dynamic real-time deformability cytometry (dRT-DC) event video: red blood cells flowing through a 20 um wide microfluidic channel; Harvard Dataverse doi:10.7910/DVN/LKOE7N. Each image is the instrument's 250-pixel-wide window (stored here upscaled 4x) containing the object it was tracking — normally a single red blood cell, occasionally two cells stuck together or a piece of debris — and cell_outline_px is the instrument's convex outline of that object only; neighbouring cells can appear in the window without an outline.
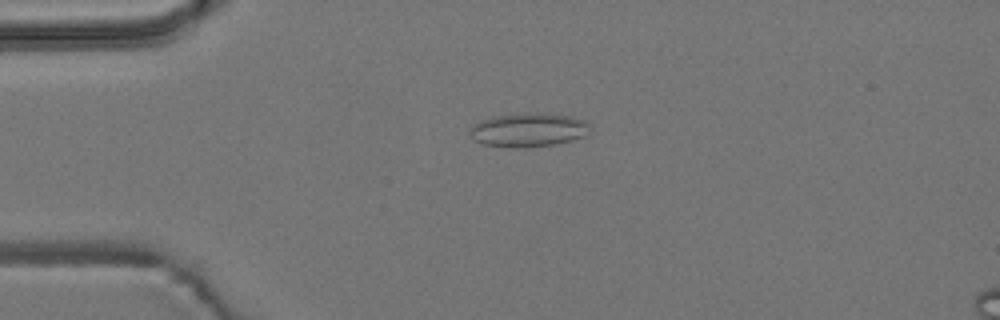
{"species": "common noctule bat (a hibernating species)", "species_latin": "Nyctalus noctula", "temperature_condition": "room temperature", "stored_images_in_passage": 6, "camera_frame_rate_fps": 3000, "um_per_image_px": 0.085, "animal": {"sex": "male", "body_mass_g": 19.2, "forearm_length_mm": 51.8}, "frame": {"image": 1, "passage_image": 4, "time_ms": 1.0, "image_size_px": [1000, 320], "cell_outline_px": [[588, 136], [556, 144], [524, 148], [508, 148], [484, 144], [476, 140], [468, 132], [472, 124], [480, 120], [492, 116], [572, 116], [584, 120], [588, 124]], "centroid_in_image_um": [44.88, 11.11], "position_along_channel_um": 40.1, "area_um2": 22.83}}